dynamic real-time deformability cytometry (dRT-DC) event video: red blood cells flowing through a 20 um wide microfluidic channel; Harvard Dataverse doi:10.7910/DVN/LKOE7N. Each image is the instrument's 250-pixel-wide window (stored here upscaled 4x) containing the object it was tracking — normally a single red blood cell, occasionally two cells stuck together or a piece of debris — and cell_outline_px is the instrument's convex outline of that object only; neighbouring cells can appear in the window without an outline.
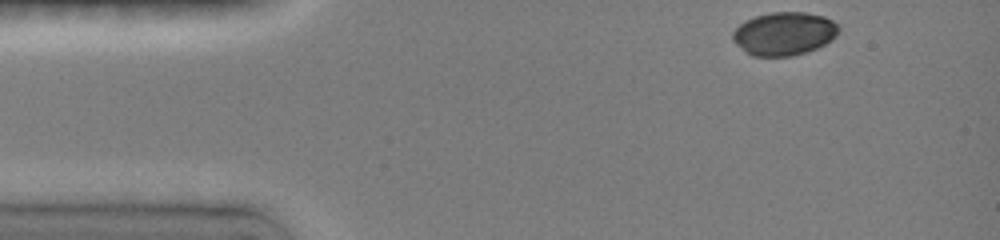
{"species": "common noctule bat (a hibernating species)", "species_latin": "Nyctalus noctula", "temperature_condition": "room temperature", "stored_images_in_passage": 36, "camera_frame_rate_fps": 3000, "um_per_image_px": 0.085, "animal": {"sex": "female", "body_mass_g": 19.0, "forearm_length_mm": 51.5}, "frame": {"image": 1, "passage_image": 1, "time_ms": 0.0, "image_size_px": [1000, 240], "cell_outline_px": [[840, 28], [836, 36], [832, 40], [808, 52], [792, 56], [752, 56], [732, 40], [732, 32], [744, 20], [756, 16], [772, 12], [804, 12], [824, 16], [832, 20]], "centroid_in_image_um": [66.66, 2.86], "position_along_channel_um": 18.3, "area_um2": 26.7}}
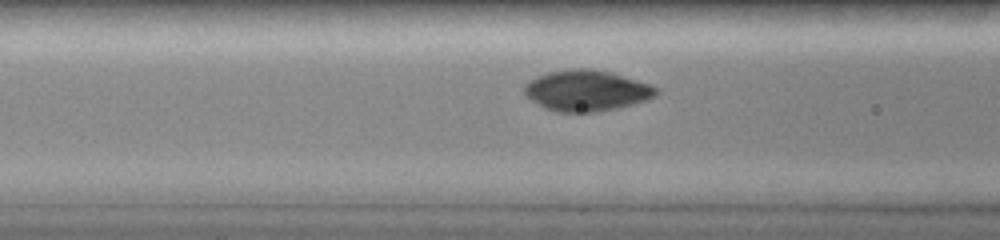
{"frame": {"image": 2, "passage_image": 15, "time_ms": 4.333, "image_size_px": [1000, 240], "cell_outline_px": [[656, 92], [652, 96], [644, 100], [632, 104], [616, 108], [596, 112], [556, 112], [544, 108], [532, 100], [524, 92], [524, 88], [536, 76], [548, 72], [568, 68], [588, 68], [612, 72], [648, 84], [656, 88]], "centroid_in_image_um": [49.81, 7.69], "position_along_channel_um": 116.8, "area_um2": 30.98}}
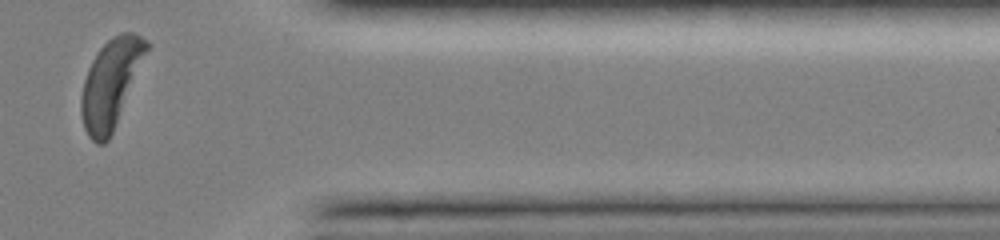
{"frame": {"image": 3, "passage_image": 36, "time_ms": 11.667, "image_size_px": [1000, 240], "cell_outline_px": [[152, 44], [112, 132], [108, 140], [104, 144], [96, 144], [88, 136], [84, 128], [80, 116], [80, 96], [84, 80], [88, 68], [92, 60], [100, 48], [112, 36], [120, 32], [132, 32], [148, 40]], "centroid_in_image_um": [9.42, 7.07], "position_along_channel_um": 402.0, "area_um2": 33.81}}